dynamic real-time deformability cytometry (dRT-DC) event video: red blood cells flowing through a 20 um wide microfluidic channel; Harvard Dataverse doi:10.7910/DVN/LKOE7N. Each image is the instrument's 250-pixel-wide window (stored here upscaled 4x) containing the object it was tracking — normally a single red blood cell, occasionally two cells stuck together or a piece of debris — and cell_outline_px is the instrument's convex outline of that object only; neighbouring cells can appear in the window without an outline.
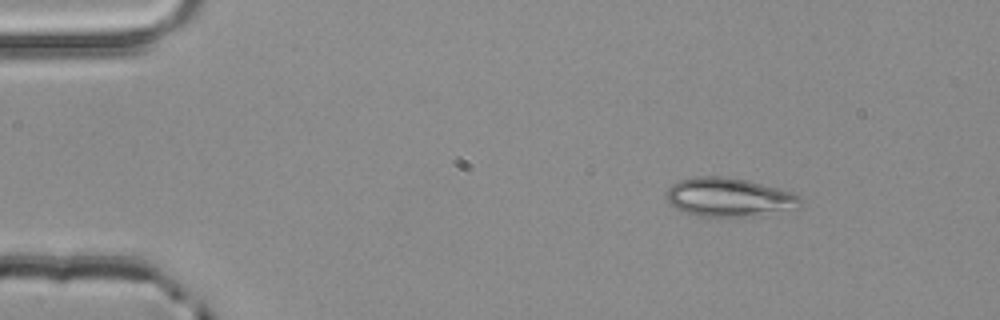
{"species": "common noctule bat (a hibernating species)", "species_latin": "Nyctalus noctula", "temperature_condition": "room temperature", "stored_images_in_passage": 3, "camera_frame_rate_fps": 3000, "um_per_image_px": 0.085, "animal": {"sex": "male", "body_mass_g": 20.4}, "frame": {"image": 1, "passage_image": 1, "time_ms": 0.0, "image_size_px": [1000, 320], "cell_outline_px": [[804, 204], [800, 208], [740, 216], [700, 216], [684, 212], [668, 204], [664, 192], [672, 184], [680, 180], [692, 176], [728, 176], [748, 180], [792, 192], [800, 196]], "centroid_in_image_um": [61.92, 16.74], "position_along_channel_um": 23.1, "area_um2": 30.35}}